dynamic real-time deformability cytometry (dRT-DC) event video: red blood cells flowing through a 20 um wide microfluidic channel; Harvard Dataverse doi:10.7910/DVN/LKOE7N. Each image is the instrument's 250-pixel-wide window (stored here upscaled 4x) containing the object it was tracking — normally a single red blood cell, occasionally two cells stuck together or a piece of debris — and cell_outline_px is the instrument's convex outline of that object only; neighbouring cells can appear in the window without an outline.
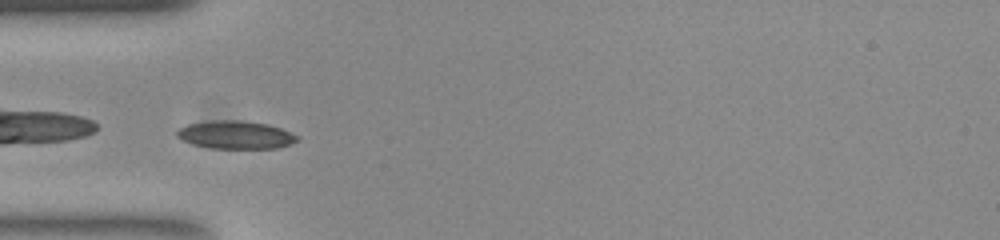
{"species": "common noctule bat (a hibernating species)", "species_latin": "Nyctalus noctula", "temperature_condition": "room temperature", "stored_images_in_passage": 39, "camera_frame_rate_fps": 3000, "um_per_image_px": 0.085, "animal": {"sex": "female", "body_mass_g": 23.0, "forearm_length_mm": 53.4}, "frame": {"image": 1, "passage_image": 1, "time_ms": 0.0, "image_size_px": [1000, 240], "cell_outline_px": [[300, 140], [276, 148], [212, 148], [192, 144], [180, 140], [176, 136], [176, 128], [188, 124], [212, 120], [240, 120], [268, 124], [280, 128], [300, 136]], "centroid_in_image_um": [19.99, 11.45], "position_along_channel_um": 65.0, "area_um2": 19.77}}
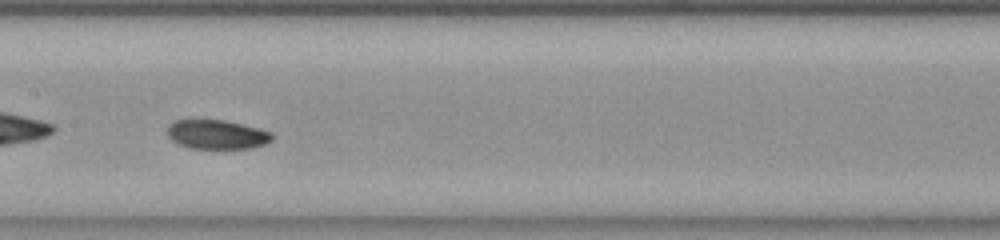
{"frame": {"image": 2, "passage_image": 11, "time_ms": 3.333, "image_size_px": [1000, 240], "cell_outline_px": [[272, 140], [264, 144], [252, 148], [188, 148], [176, 144], [168, 136], [168, 128], [176, 120], [224, 120], [260, 128], [272, 132]], "centroid_in_image_um": [18.45, 11.44], "position_along_channel_um": 189.0, "area_um2": 17.74}}
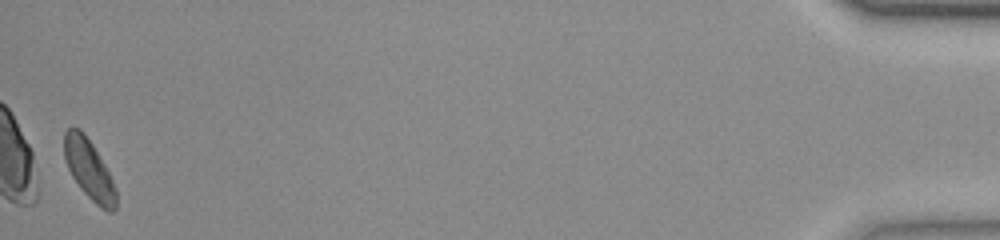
{"frame": {"image": 3, "passage_image": 38, "time_ms": 12.333, "image_size_px": [1000, 240], "cell_outline_px": [[116, 208], [112, 212], [108, 212], [100, 208], [80, 188], [72, 176], [68, 168], [64, 156], [64, 132], [68, 128], [80, 128], [84, 132], [92, 144], [104, 164], [112, 180], [116, 192]], "centroid_in_image_um": [7.56, 14.4], "position_along_channel_um": 427.6, "area_um2": 17.86}}